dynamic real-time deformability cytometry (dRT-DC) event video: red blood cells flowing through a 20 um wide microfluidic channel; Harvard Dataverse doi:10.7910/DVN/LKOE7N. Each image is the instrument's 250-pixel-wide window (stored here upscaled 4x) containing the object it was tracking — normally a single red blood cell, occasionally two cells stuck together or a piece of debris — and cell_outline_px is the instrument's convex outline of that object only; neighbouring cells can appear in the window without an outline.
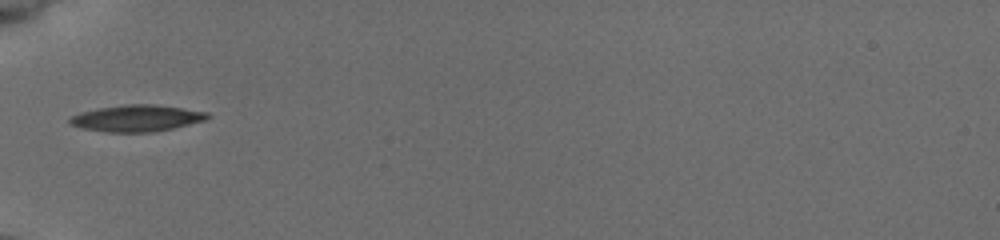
{"species": "common noctule bat (a hibernating species)", "species_latin": "Nyctalus noctula", "temperature_condition": "cold", "stored_images_in_passage": 34, "camera_frame_rate_fps": 3000, "um_per_image_px": 0.085, "animal": {"sex": "female", "body_mass_g": 19.5, "forearm_length_mm": 54.1}, "frame": {"image": 1, "passage_image": 1, "time_ms": 0.0, "image_size_px": [1000, 240], "cell_outline_px": [[212, 116], [204, 120], [172, 128], [152, 132], [108, 132], [84, 128], [72, 124], [68, 120], [72, 116], [80, 112], [100, 108], [124, 104], [156, 104], [208, 112]], "centroid_in_image_um": [11.65, 10.04], "position_along_channel_um": 73.4, "area_um2": 21.04}}
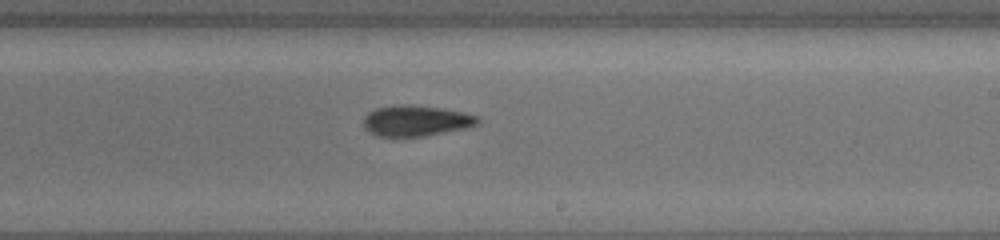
{"frame": {"image": 2, "passage_image": 15, "time_ms": 4.667, "image_size_px": [1000, 240], "cell_outline_px": [[480, 120], [476, 124], [464, 128], [424, 136], [376, 136], [364, 128], [364, 116], [368, 112], [376, 108], [408, 104], [416, 104], [444, 108], [464, 112], [476, 116]], "centroid_in_image_um": [35.34, 10.25], "position_along_channel_um": 253.7, "area_um2": 20.4}}
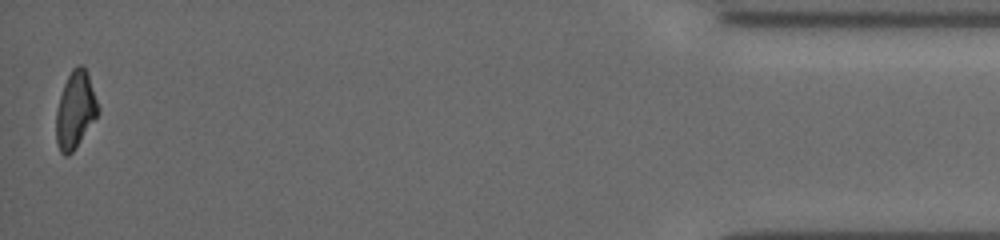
{"frame": {"image": 3, "passage_image": 34, "time_ms": 11.0, "image_size_px": [1000, 240], "cell_outline_px": [[100, 112], [72, 152], [68, 156], [64, 156], [60, 152], [56, 140], [56, 112], [60, 96], [64, 84], [72, 68], [76, 64], [80, 64], [84, 68], [88, 76], [100, 108]], "centroid_in_image_um": [6.4, 9.36], "position_along_channel_um": 428.8, "area_um2": 18.61}, "authors_computed_cell_mechanics": {"area_um2": 19.9988, "velocity_mm_per_s": 3.9129, "shape_relaxation_time_tau1_ms": 8.244, "shape_relaxation_time_tau2_ms": 6.0219, "deformation_change_tau1": 0.2118, "deformation_change_tau2": 0.1284}}